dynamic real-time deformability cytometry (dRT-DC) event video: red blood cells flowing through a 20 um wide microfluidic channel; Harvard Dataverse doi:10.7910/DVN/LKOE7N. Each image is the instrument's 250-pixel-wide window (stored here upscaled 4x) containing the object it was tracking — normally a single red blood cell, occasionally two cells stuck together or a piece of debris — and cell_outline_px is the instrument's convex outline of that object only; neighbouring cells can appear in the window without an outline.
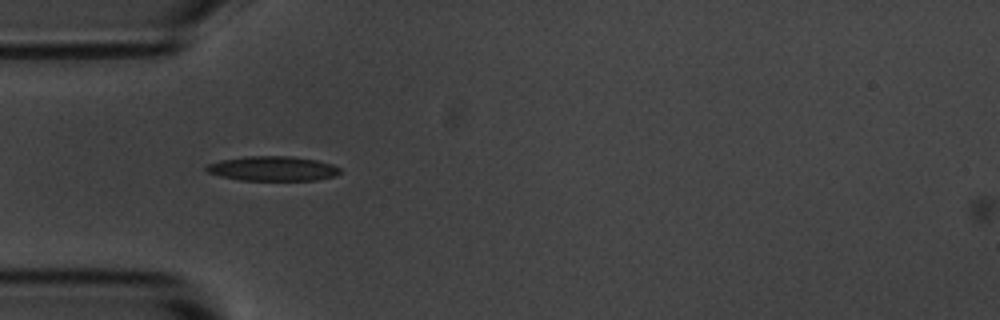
{"species": "common noctule bat (a hibernating species)", "species_latin": "Nyctalus noctula", "temperature_condition": "room temperature", "stored_images_in_passage": 40, "camera_frame_rate_fps": 3000, "um_per_image_px": 0.085, "animal": {"sex": "male", "body_mass_g": 20.1, "forearm_length_mm": 53.5}, "frame": {"image": 1, "passage_image": 1, "time_ms": 0.0, "image_size_px": [1000, 320], "cell_outline_px": [[340, 172], [336, 176], [316, 180], [240, 180], [220, 176], [208, 172], [204, 168], [208, 164], [220, 160], [248, 156], [292, 156], [316, 160], [332, 164], [340, 168]], "centroid_in_image_um": [23.19, 14.33], "position_along_channel_um": 61.8, "area_um2": 19.19}}
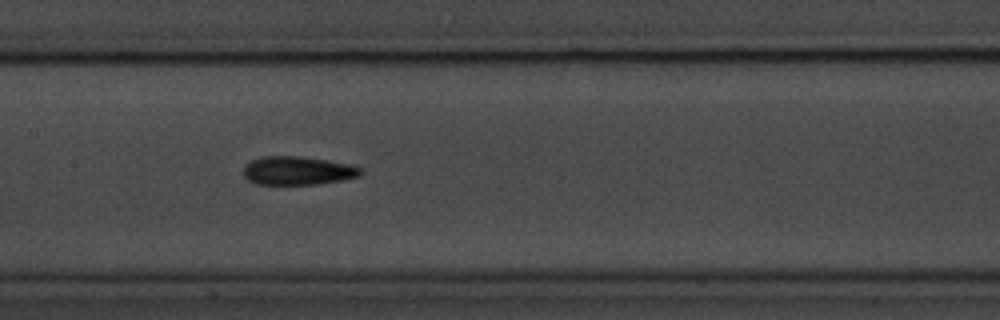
{"frame": {"image": 2, "passage_image": 11, "time_ms": 3.333, "image_size_px": [1000, 320], "cell_outline_px": [[364, 172], [360, 176], [340, 180], [316, 184], [256, 184], [248, 180], [244, 176], [244, 164], [252, 160], [264, 156], [296, 156], [352, 164], [360, 168]], "centroid_in_image_um": [25.29, 14.5], "position_along_channel_um": 182.1, "area_um2": 19.36}}
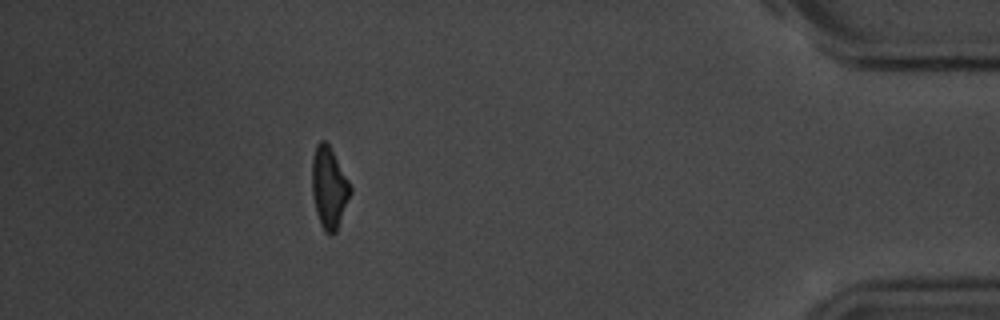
{"frame": {"image": 3, "passage_image": 34, "time_ms": 11.0, "image_size_px": [1000, 320], "cell_outline_px": [[352, 192], [336, 232], [324, 232], [320, 224], [316, 212], [312, 192], [312, 160], [316, 144], [320, 140], [324, 140], [328, 144], [348, 180], [352, 188]], "centroid_in_image_um": [27.96, 15.95], "position_along_channel_um": 407.2, "area_um2": 17.98}, "authors_computed_cell_mechanics": {"area_um2": 18.6405, "velocity_mm_per_s": 3.627, "shape_relaxation_time_tau1_ms": 3.3307, "shape_relaxation_time_tau2_ms": 3.6178, "deformation_change_tau1": 0.1213, "deformation_change_tau2": 0.1352}}